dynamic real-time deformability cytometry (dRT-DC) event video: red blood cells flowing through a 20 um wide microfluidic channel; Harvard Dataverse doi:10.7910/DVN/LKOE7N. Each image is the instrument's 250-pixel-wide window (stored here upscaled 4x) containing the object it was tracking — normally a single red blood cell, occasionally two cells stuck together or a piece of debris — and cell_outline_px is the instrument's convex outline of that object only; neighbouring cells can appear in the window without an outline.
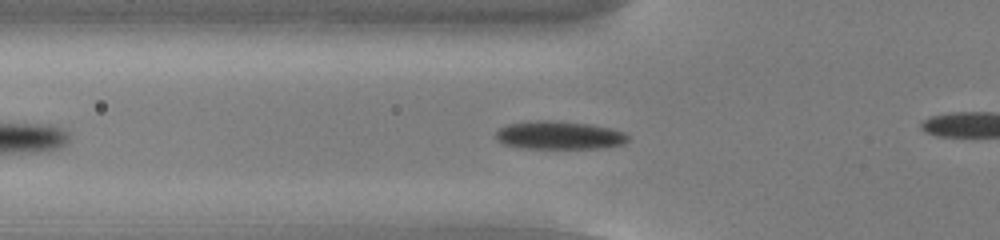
{"species": "common noctule bat (a hibernating species)", "species_latin": "Nyctalus noctula", "temperature_condition": "cold", "stored_images_in_passage": 31, "camera_frame_rate_fps": 3000, "um_per_image_px": 0.085, "animal": {"sex": "male", "body_mass_g": 13.0, "forearm_length_mm": 53.1}, "frame": {"image": 1, "passage_image": 10, "time_ms": 3.0, "image_size_px": [1000, 240], "cell_outline_px": [[628, 140], [624, 144], [604, 148], [524, 148], [504, 144], [496, 140], [496, 132], [500, 128], [508, 124], [536, 120], [548, 120], [592, 124], [612, 128], [624, 132], [628, 136]], "centroid_in_image_um": [47.56, 11.49], "position_along_channel_um": 78.2, "area_um2": 21.79}}
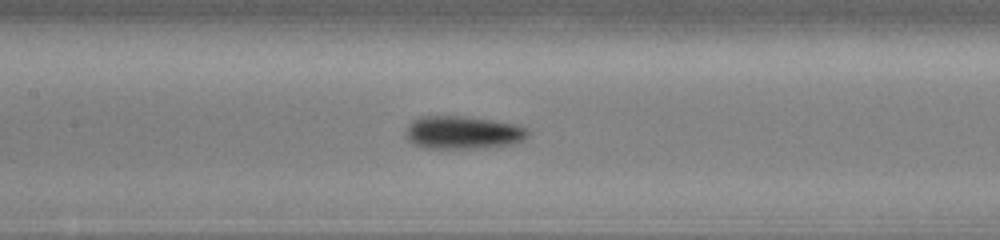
{"frame": {"image": 2, "passage_image": 17, "time_ms": 5.333, "image_size_px": [1000, 240], "cell_outline_px": [[528, 136], [512, 144], [480, 148], [424, 148], [412, 144], [404, 136], [408, 124], [412, 120], [420, 116], [464, 116], [516, 124], [528, 128]], "centroid_in_image_um": [39.29, 11.26], "position_along_channel_um": 168.1, "area_um2": 23.58}}
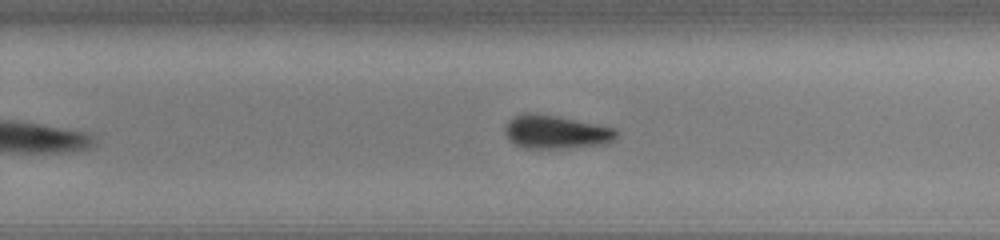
{"frame": {"image": 3, "passage_image": 26, "time_ms": 8.333, "image_size_px": [1000, 240], "cell_outline_px": [[616, 136], [612, 140], [604, 144], [568, 148], [520, 148], [508, 140], [504, 132], [504, 128], [508, 120], [512, 116], [524, 112], [532, 112], [560, 116], [616, 128]], "centroid_in_image_um": [47.18, 11.2], "position_along_channel_um": 282.6, "area_um2": 22.14}}